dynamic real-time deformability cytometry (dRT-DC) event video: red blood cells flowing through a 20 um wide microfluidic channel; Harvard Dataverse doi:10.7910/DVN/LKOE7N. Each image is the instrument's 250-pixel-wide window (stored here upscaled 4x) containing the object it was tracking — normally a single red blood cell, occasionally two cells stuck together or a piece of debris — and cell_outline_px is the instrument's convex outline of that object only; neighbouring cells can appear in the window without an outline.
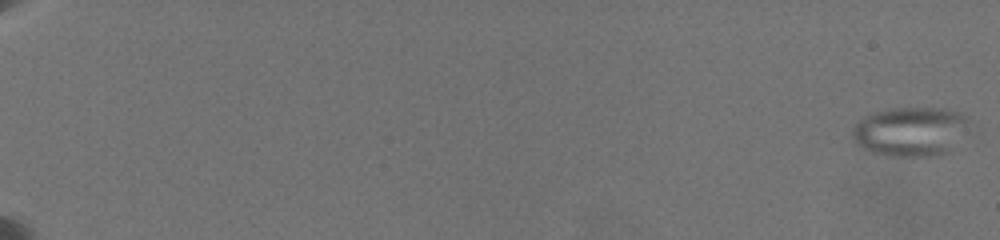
{"species": "common noctule bat (a hibernating species)", "species_latin": "Nyctalus noctula", "temperature_condition": "warm", "stored_images_in_passage": 26, "camera_frame_rate_fps": 3000, "um_per_image_px": 0.085, "animal": {"sex": "female", "body_mass_g": 19.5, "forearm_length_mm": 54.1}, "frame": {"image": 1, "passage_image": 1, "time_ms": 0.0, "image_size_px": [1000, 240], "cell_outline_px": [[976, 124], [948, 152], [928, 156], [884, 156], [860, 148], [852, 140], [852, 128], [864, 116], [872, 112], [892, 108], [944, 108], [960, 112], [968, 116]], "centroid_in_image_um": [77.45, 11.16], "position_along_channel_um": 7.5, "area_um2": 34.56}}
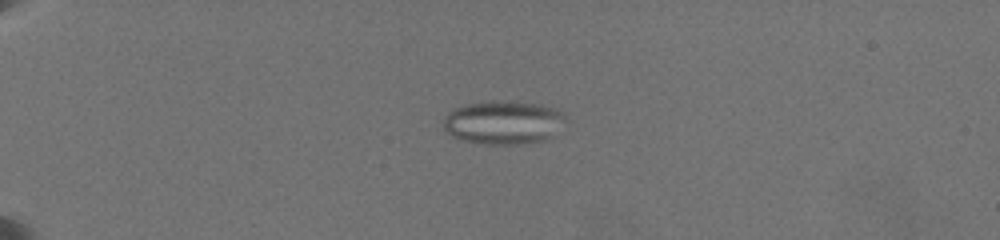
{"frame": {"image": 2, "passage_image": 22, "time_ms": 6.0, "image_size_px": [1000, 240], "cell_outline_px": [[564, 120], [552, 136], [544, 140], [520, 144], [484, 144], [464, 140], [452, 136], [444, 128], [444, 116], [448, 112], [464, 104], [492, 100], [540, 104], [556, 108], [564, 112]], "centroid_in_image_um": [42.77, 10.39], "position_along_channel_um": 42.2, "area_um2": 30.87}}